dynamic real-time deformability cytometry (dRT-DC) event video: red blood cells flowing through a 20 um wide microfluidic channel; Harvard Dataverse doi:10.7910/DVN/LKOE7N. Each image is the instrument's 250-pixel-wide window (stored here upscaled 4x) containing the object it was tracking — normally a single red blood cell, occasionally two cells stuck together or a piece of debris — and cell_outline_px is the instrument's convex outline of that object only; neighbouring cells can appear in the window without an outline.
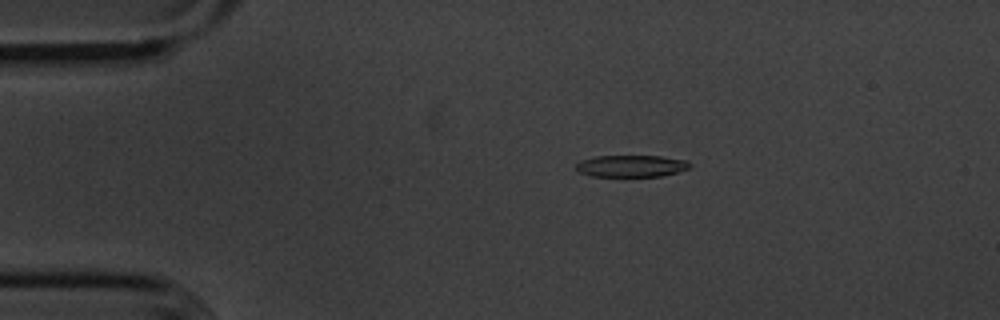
{"species": "common noctule bat (a hibernating species)", "species_latin": "Nyctalus noctula", "temperature_condition": "cold", "stored_images_in_passage": 49, "camera_frame_rate_fps": 3000, "um_per_image_px": 0.085, "animal": {"sex": "male", "body_mass_g": 20.1, "forearm_length_mm": 53.5}, "frame": {"image": 1, "passage_image": 4, "time_ms": 1.0, "image_size_px": [1000, 320], "cell_outline_px": [[692, 164], [688, 168], [676, 172], [660, 176], [592, 176], [580, 172], [576, 168], [576, 164], [580, 160], [596, 156], [660, 156], [688, 160]], "centroid_in_image_um": [53.66, 14.1], "position_along_channel_um": 31.3, "area_um2": 14.39}}
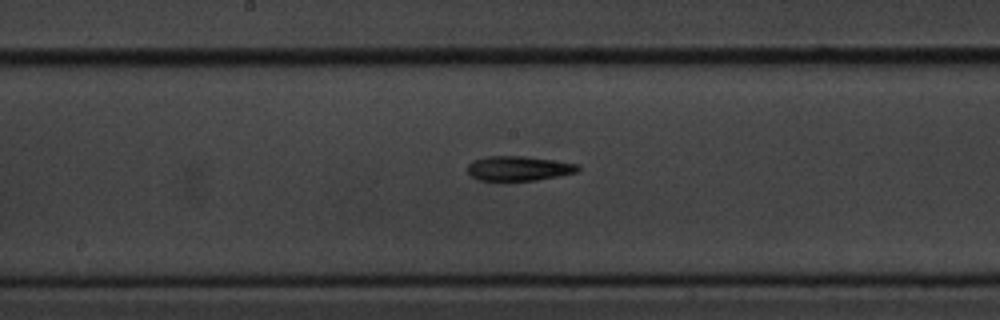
{"frame": {"image": 2, "passage_image": 22, "time_ms": 7.0, "image_size_px": [1000, 320], "cell_outline_px": [[580, 168], [576, 172], [560, 176], [536, 180], [480, 180], [472, 176], [468, 172], [468, 164], [472, 160], [484, 156], [524, 156], [580, 164]], "centroid_in_image_um": [44.09, 14.3], "position_along_channel_um": 204.1, "area_um2": 15.84}}
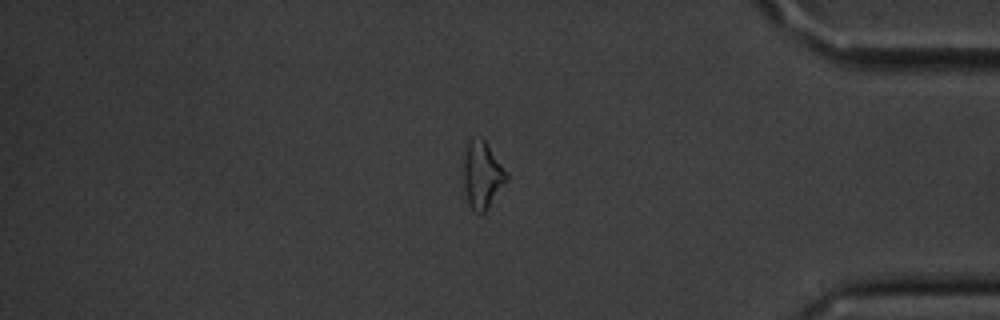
{"frame": {"image": 3, "passage_image": 40, "time_ms": 13.0, "image_size_px": [1000, 320], "cell_outline_px": [[508, 180], [488, 208], [484, 212], [476, 212], [468, 204], [464, 192], [460, 156], [468, 140], [472, 136], [480, 136], [484, 140], [508, 172]], "centroid_in_image_um": [40.92, 14.8], "position_along_channel_um": 394.3, "area_um2": 17.69}, "authors_computed_cell_mechanics": {"area_um2": 16.1262, "velocity_mm_per_s": 3.6203, "shape_relaxation_time_tau1_ms": 2.7202, "shape_relaxation_time_tau2_ms": 6.5168, "deformation_change_tau1": 0.1265, "deformation_change_tau2": 0.1997}}